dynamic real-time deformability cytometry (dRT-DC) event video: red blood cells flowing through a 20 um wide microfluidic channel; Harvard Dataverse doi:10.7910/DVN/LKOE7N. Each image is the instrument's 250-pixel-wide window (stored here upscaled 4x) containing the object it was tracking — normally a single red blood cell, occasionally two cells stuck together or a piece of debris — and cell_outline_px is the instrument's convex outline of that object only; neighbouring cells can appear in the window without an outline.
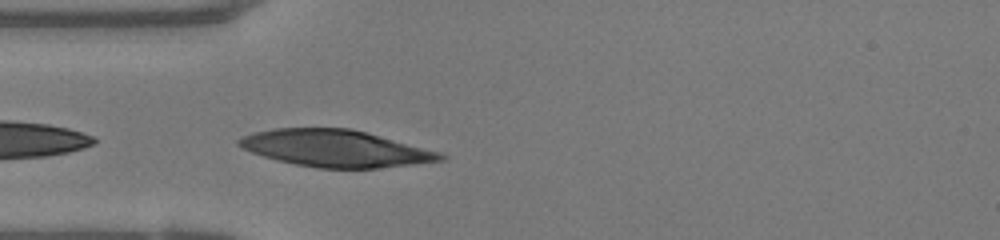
{"species": "human", "species_latin": "Homo sapiens", "temperature_condition": "warm", "stored_images_in_passage": 7, "camera_frame_rate_fps": 3000, "um_per_image_px": 0.085, "donor": {"sex": "female"}, "frame": {"image": 1, "passage_image": 1, "time_ms": 0.0, "image_size_px": [1000, 240], "cell_outline_px": [[448, 160], [376, 168], [320, 168], [296, 164], [276, 160], [252, 152], [236, 144], [236, 140], [252, 132], [276, 128], [352, 128], [368, 132], [440, 152], [448, 156]], "centroid_in_image_um": [28.55, 12.61], "position_along_channel_um": 56.5, "area_um2": 43.29}}
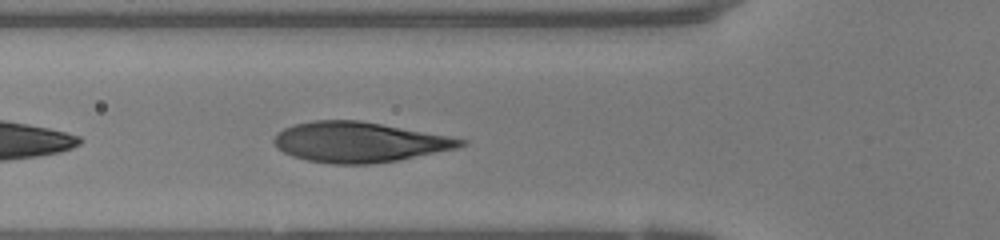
{"frame": {"image": 2, "passage_image": 4, "time_ms": 1.0, "image_size_px": [1000, 240], "cell_outline_px": [[468, 144], [456, 148], [400, 160], [372, 164], [332, 164], [308, 160], [292, 156], [276, 148], [272, 140], [276, 132], [292, 124], [312, 120], [360, 120], [448, 136], [468, 140]], "centroid_in_image_um": [30.49, 12.08], "position_along_channel_um": 95.3, "area_um2": 43.93}}